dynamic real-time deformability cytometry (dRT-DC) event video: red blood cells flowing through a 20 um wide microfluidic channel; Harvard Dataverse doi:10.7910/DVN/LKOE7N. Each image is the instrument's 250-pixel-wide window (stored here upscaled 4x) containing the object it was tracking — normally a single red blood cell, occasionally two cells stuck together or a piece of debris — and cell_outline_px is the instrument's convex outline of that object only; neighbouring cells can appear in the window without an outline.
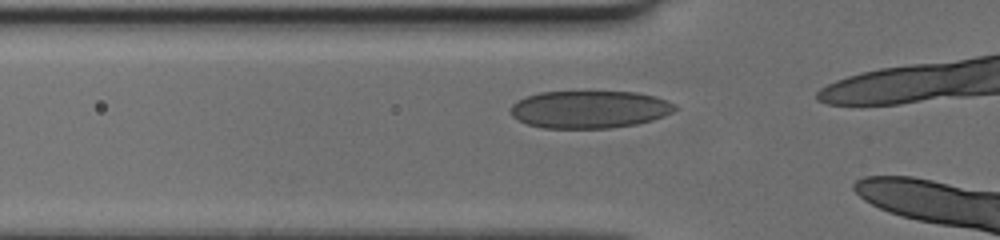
{"species": "human", "species_latin": "Homo sapiens", "temperature_condition": "cold", "stored_images_in_passage": 12, "camera_frame_rate_fps": 3000, "um_per_image_px": 0.085, "donor": {"sex": "female"}, "frame": {"image": 1, "passage_image": 7, "time_ms": 2.0, "image_size_px": [1000, 240], "cell_outline_px": [[676, 108], [672, 112], [664, 116], [652, 120], [636, 124], [612, 128], [544, 128], [528, 124], [512, 116], [512, 104], [516, 100], [524, 96], [540, 92], [636, 92], [656, 96], [668, 100], [676, 104]], "centroid_in_image_um": [50.13, 9.29], "position_along_channel_um": 75.7, "area_um2": 36.01}}
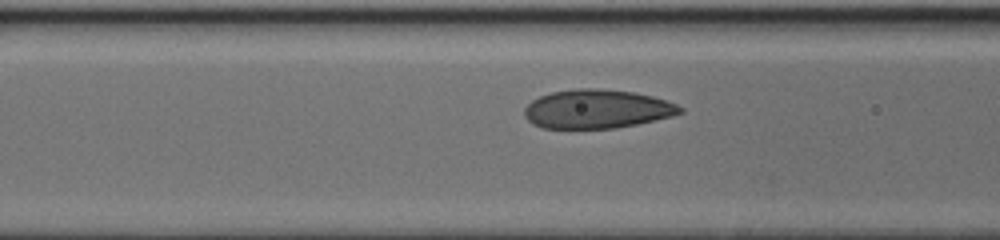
{"frame": {"image": 2, "passage_image": 10, "time_ms": 3.0, "image_size_px": [1000, 240], "cell_outline_px": [[684, 112], [672, 116], [636, 124], [616, 128], [540, 128], [532, 124], [524, 116], [524, 108], [532, 100], [540, 96], [552, 92], [576, 88], [596, 88], [632, 92], [652, 96], [676, 104], [684, 108]], "centroid_in_image_um": [50.72, 9.27], "position_along_channel_um": 115.9, "area_um2": 35.2}}